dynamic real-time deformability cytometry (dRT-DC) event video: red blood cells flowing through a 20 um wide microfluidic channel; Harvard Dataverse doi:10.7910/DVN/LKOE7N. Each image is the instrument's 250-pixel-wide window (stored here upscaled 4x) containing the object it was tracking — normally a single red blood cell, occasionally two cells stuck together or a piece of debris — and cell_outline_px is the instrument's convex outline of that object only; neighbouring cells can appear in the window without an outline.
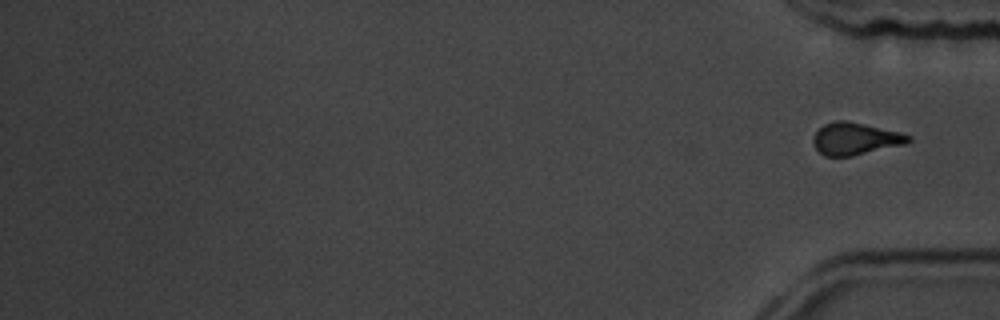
{"species": "common noctule bat (a hibernating species)", "species_latin": "Nyctalus noctula", "temperature_condition": "room temperature", "stored_images_in_passage": 18, "segment_of_instrument_passage": [2, 2], "camera_frame_rate_fps": 3000, "um_per_image_px": 0.085, "animal": {"sex": "male", "body_mass_g": 19.5, "forearm_length_mm": 54.6}, "frame": {"image": 1, "passage_image": 18, "time_ms": 19.667, "image_size_px": [1000, 320], "cell_outline_px": [[912, 140], [904, 144], [852, 156], [824, 156], [816, 148], [812, 140], [816, 132], [824, 124], [836, 120], [848, 120], [900, 132], [912, 136]], "centroid_in_image_um": [72.7, 11.78], "position_along_channel_um": 362.5, "area_um2": 17.8}}